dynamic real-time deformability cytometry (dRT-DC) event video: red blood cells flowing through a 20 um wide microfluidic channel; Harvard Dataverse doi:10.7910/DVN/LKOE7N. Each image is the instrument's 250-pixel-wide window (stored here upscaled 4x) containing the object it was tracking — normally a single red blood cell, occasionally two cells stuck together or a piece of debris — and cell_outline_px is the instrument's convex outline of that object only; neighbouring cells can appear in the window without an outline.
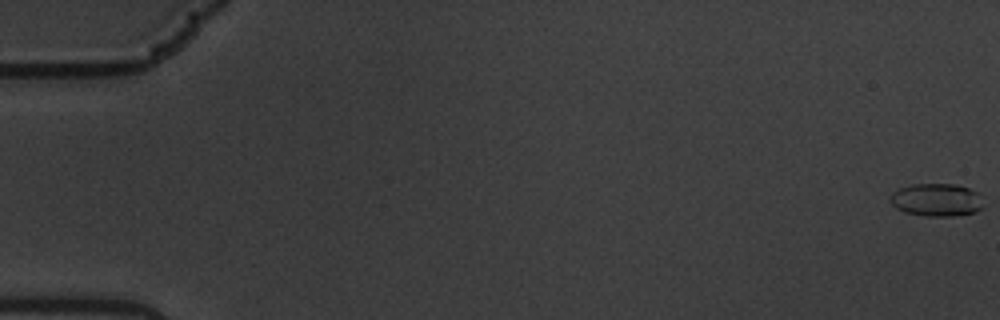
{"species": "common noctule bat (a hibernating species)", "species_latin": "Nyctalus noctula", "temperature_condition": "warm", "stored_images_in_passage": 62, "camera_frame_rate_fps": 3000, "um_per_image_px": 0.085, "animal": {"sex": "male", "body_mass_g": 19.5, "forearm_length_mm": 54.6}, "frame": {"image": 1, "passage_image": 1, "time_ms": 0.0, "image_size_px": [1000, 320], "cell_outline_px": [[984, 208], [972, 212], [952, 216], [924, 216], [904, 212], [896, 208], [892, 204], [888, 196], [892, 192], [900, 188], [912, 184], [956, 184], [968, 188], [976, 192]], "centroid_in_image_um": [79.55, 16.99], "position_along_channel_um": 5.5, "area_um2": 17.74}}
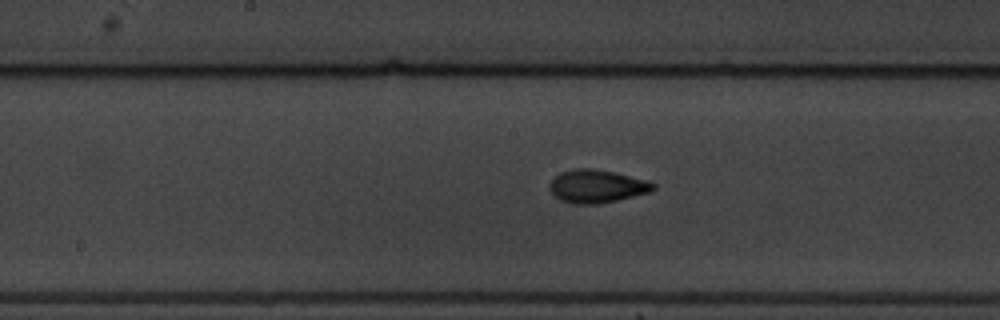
{"frame": {"image": 2, "passage_image": 33, "time_ms": 10.667, "image_size_px": [1000, 320], "cell_outline_px": [[656, 188], [652, 192], [616, 200], [596, 204], [572, 204], [560, 200], [548, 188], [548, 184], [560, 172], [572, 168], [592, 168], [612, 172], [648, 180], [656, 184]], "centroid_in_image_um": [50.73, 15.83], "position_along_channel_um": 197.5, "area_um2": 20.06}}
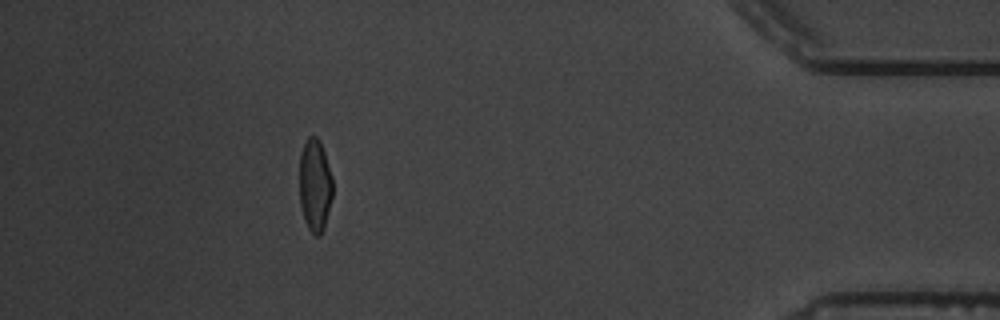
{"frame": {"image": 3, "passage_image": 56, "time_ms": 18.333, "image_size_px": [1000, 320], "cell_outline_px": [[332, 196], [324, 228], [320, 236], [316, 236], [308, 228], [304, 220], [300, 208], [300, 152], [308, 136], [316, 136], [320, 140], [332, 176]], "centroid_in_image_um": [26.76, 15.75], "position_along_channel_um": 408.4, "area_um2": 17.98}, "authors_computed_cell_mechanics": {"area_um2": 18.5249, "velocity_mm_per_s": 3.3979, "shape_relaxation_time_tau1_ms": 3.7574, "shape_relaxation_time_tau2_ms": 1.2804, "deformation_change_tau1": 0.1808, "deformation_change_tau2": 0.0704}}